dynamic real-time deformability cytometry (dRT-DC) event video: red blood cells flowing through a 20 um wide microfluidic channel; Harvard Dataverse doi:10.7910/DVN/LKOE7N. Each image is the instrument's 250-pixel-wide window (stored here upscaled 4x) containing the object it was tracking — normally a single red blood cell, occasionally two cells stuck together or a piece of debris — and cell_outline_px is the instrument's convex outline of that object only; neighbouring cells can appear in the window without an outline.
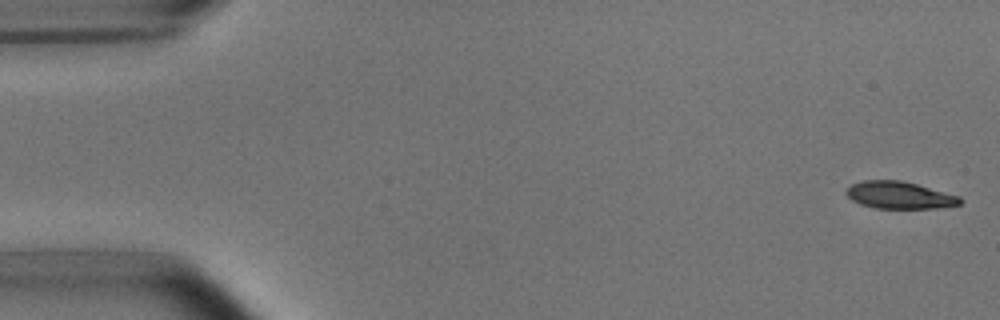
{"species": "common noctule bat (a hibernating species)", "species_latin": "Nyctalus noctula", "temperature_condition": "room temperature", "stored_images_in_passage": 52, "camera_frame_rate_fps": 3000, "um_per_image_px": 0.085, "animal": {"sex": "male", "body_mass_g": 15.6}, "frame": {"image": 1, "passage_image": 1, "time_ms": 0.0, "image_size_px": [1000, 320], "cell_outline_px": [[964, 200], [960, 204], [936, 208], [876, 208], [860, 204], [852, 200], [844, 192], [852, 184], [860, 180], [900, 180], [916, 184], [960, 196]], "centroid_in_image_um": [76.44, 16.58], "position_along_channel_um": 8.6, "area_um2": 17.98}}
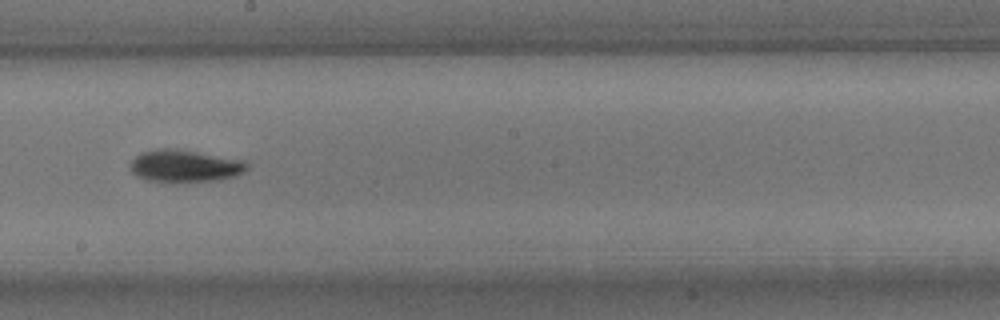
{"frame": {"image": 2, "passage_image": 29, "time_ms": 9.333, "image_size_px": [1000, 320], "cell_outline_px": [[248, 168], [244, 172], [236, 176], [220, 180], [176, 184], [172, 184], [144, 180], [136, 176], [132, 172], [132, 160], [136, 156], [144, 152], [164, 148], [172, 148], [244, 160], [248, 164]], "centroid_in_image_um": [15.73, 14.16], "position_along_channel_um": 232.5, "area_um2": 22.37}}
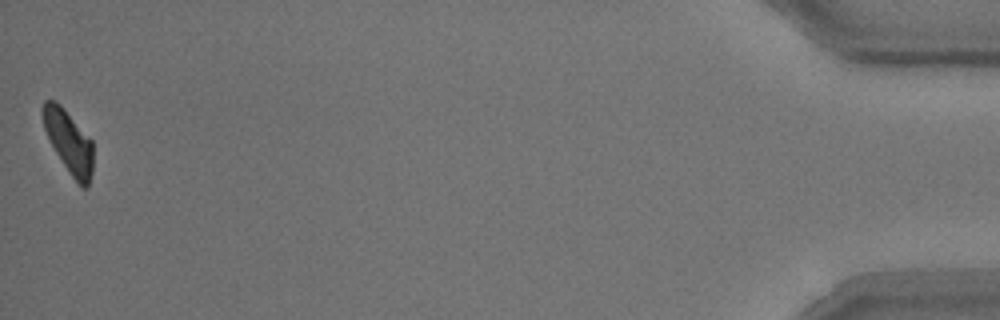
{"frame": {"image": 3, "passage_image": 52, "time_ms": 17.0, "image_size_px": [1000, 320], "cell_outline_px": [[92, 172], [88, 188], [84, 188], [68, 172], [56, 152], [44, 128], [40, 112], [40, 108], [44, 100], [56, 100], [60, 104], [92, 140]], "centroid_in_image_um": [5.82, 12.0], "position_along_channel_um": 429.4, "area_um2": 18.26}, "authors_computed_cell_mechanics": {"area_um2": 20.1433, "velocity_mm_per_s": 3.7883, "shape_relaxation_time_tau1_ms": 2.3935, "shape_relaxation_time_tau2_ms": 6.2012, "deformation_change_tau1": 0.136, "deformation_change_tau2": 0.1169}}